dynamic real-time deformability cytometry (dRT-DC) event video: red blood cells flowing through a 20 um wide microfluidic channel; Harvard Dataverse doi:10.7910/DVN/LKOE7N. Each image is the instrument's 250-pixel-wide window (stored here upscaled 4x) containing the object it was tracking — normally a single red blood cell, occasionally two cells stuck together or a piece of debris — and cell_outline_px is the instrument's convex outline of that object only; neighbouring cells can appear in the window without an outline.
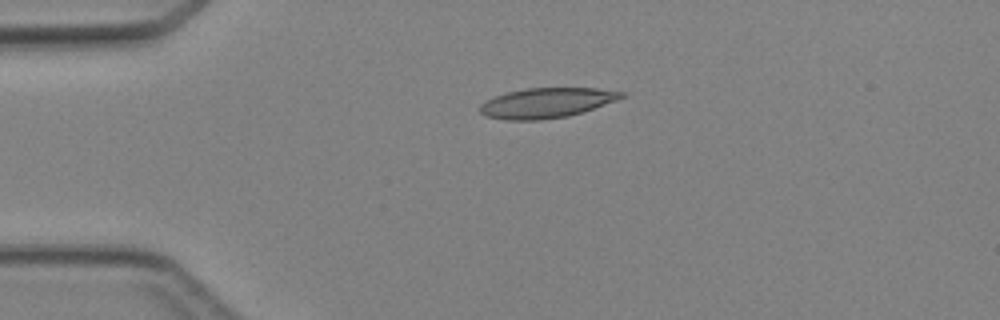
{"species": "Egyptian fruit bat (a non-hibernating species)", "species_latin": "Rousettus aegyptiacus", "temperature_condition": "cold", "stored_images_in_passage": 5, "camera_frame_rate_fps": 3000, "um_per_image_px": 0.085, "animal": {"sex": "female"}, "frame": {"image": 1, "passage_image": 3, "time_ms": 2.333, "image_size_px": [1000, 320], "cell_outline_px": [[624, 96], [616, 100], [568, 116], [540, 120], [508, 120], [488, 116], [480, 112], [480, 104], [496, 96], [508, 92], [524, 88], [596, 88], [624, 92]], "centroid_in_image_um": [46.44, 8.74], "position_along_channel_um": 38.6, "area_um2": 24.28}}
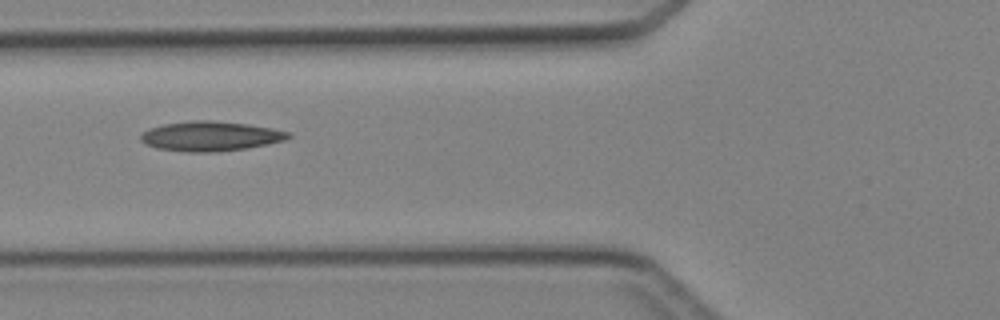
{"frame": {"image": 2, "passage_image": 5, "time_ms": 4.667, "image_size_px": [1000, 320], "cell_outline_px": [[292, 136], [284, 140], [268, 144], [248, 148], [216, 152], [188, 152], [156, 148], [140, 140], [140, 136], [148, 128], [164, 124], [192, 120], [212, 120], [248, 124], [272, 128], [292, 132]], "centroid_in_image_um": [17.92, 11.57], "position_along_channel_um": 107.9, "area_um2": 25.66}}